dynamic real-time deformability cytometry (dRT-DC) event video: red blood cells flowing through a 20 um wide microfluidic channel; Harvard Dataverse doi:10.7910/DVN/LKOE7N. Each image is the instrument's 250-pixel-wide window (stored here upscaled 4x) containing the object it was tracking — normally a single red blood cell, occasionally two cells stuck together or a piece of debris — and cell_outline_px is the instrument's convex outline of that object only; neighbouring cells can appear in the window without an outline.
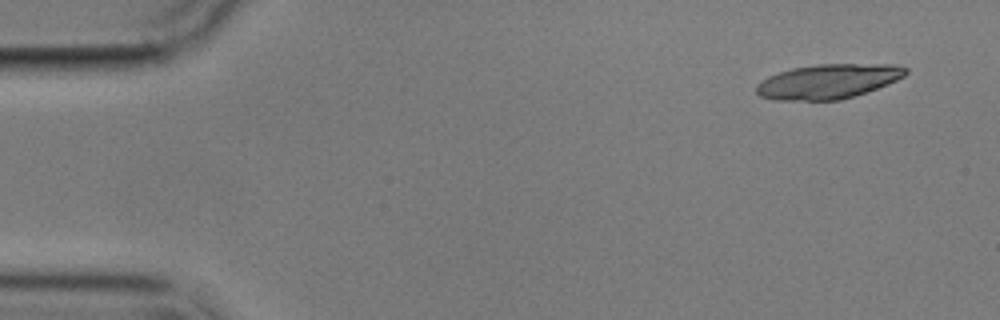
{"species": "common noctule bat (a hibernating species)", "species_latin": "Nyctalus noctula", "temperature_condition": "cold", "stored_images_in_passage": 2, "camera_frame_rate_fps": 3000, "um_per_image_px": 0.085, "animal": {"sex": "male", "body_mass_g": 17.9}, "frame": {"image": 1, "passage_image": 1, "time_ms": 0.0, "image_size_px": [1000, 320], "cell_outline_px": [[908, 72], [904, 76], [888, 84], [840, 100], [776, 100], [760, 96], [756, 92], [756, 84], [760, 80], [768, 76], [792, 68], [816, 64], [892, 64], [908, 68]], "centroid_in_image_um": [70.37, 6.91], "position_along_channel_um": 14.6, "area_um2": 30.0}}